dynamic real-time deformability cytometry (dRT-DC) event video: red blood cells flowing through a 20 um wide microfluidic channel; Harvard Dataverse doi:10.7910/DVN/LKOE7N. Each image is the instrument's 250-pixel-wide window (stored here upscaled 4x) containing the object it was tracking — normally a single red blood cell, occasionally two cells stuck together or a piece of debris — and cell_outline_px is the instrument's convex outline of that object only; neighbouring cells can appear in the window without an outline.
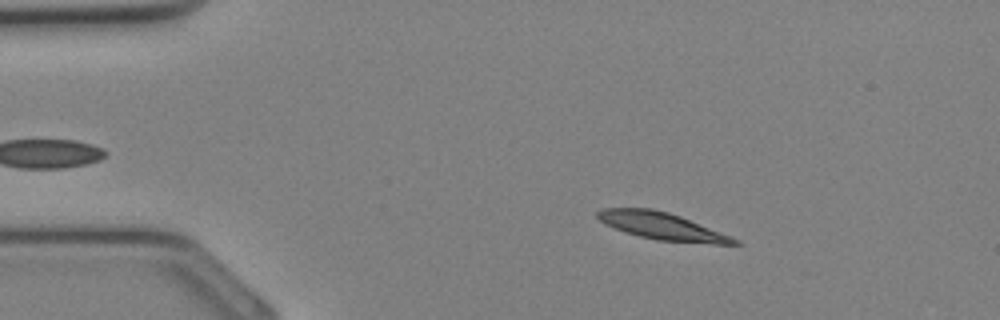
{"species": "Egyptian fruit bat (a non-hibernating species)", "species_latin": "Rousettus aegyptiacus", "temperature_condition": "cold", "stored_images_in_passage": 14, "camera_frame_rate_fps": 3000, "um_per_image_px": 0.085, "animal": {"sex": "female"}, "frame": {"image": 1, "passage_image": 5, "time_ms": 1.333, "image_size_px": [1000, 320], "cell_outline_px": [[740, 244], [712, 244], [656, 240], [640, 236], [604, 224], [596, 216], [596, 212], [604, 208], [652, 208], [668, 212], [680, 216], [740, 240]], "centroid_in_image_um": [56.26, 19.22], "position_along_channel_um": 28.7, "area_um2": 21.39}}
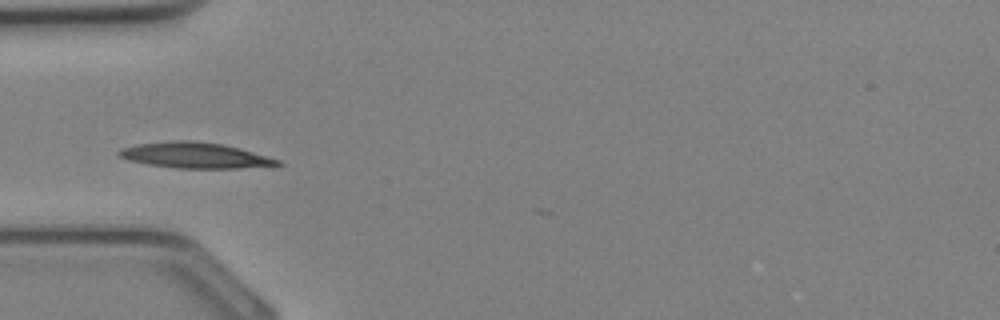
{"frame": {"image": 2, "passage_image": 10, "time_ms": 3.0, "image_size_px": [1000, 320], "cell_outline_px": [[284, 164], [272, 168], [176, 168], [148, 164], [128, 160], [120, 156], [116, 152], [120, 148], [140, 144], [172, 140], [192, 140], [224, 144], [240, 148], [280, 160]], "centroid_in_image_um": [16.68, 13.21], "position_along_channel_um": 68.3, "area_um2": 24.1}}
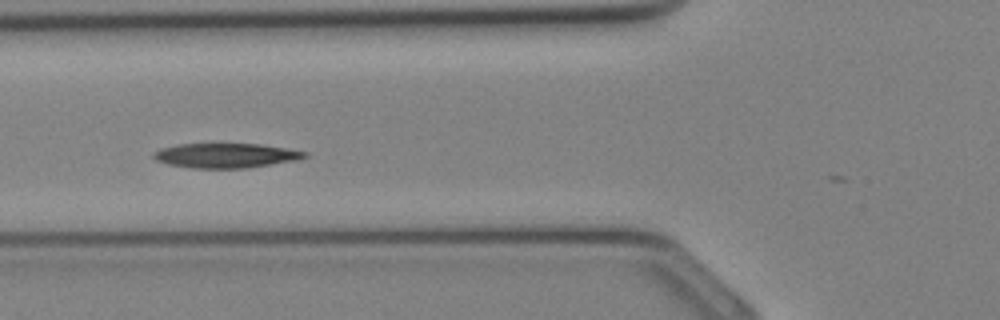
{"frame": {"image": 3, "passage_image": 12, "time_ms": 3.667, "image_size_px": [1000, 320], "cell_outline_px": [[308, 156], [296, 160], [248, 168], [192, 168], [168, 164], [156, 160], [152, 156], [152, 152], [160, 148], [176, 144], [260, 144], [308, 152]], "centroid_in_image_um": [19.15, 13.22], "position_along_channel_um": 106.6, "area_um2": 21.68}}